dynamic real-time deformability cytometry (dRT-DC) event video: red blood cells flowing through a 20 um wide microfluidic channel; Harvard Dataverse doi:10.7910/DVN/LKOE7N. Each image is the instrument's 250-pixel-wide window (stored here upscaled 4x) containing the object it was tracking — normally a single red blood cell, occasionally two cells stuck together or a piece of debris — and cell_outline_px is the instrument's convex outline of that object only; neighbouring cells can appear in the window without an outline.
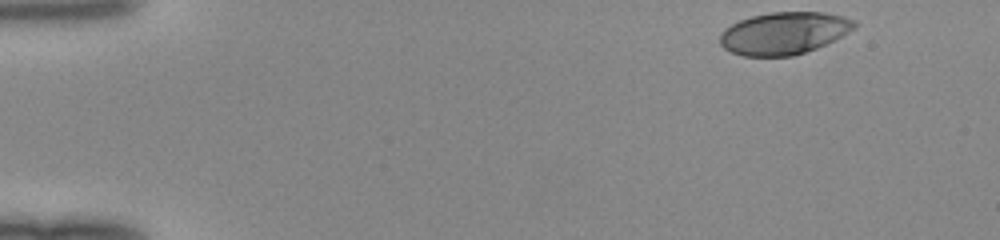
{"species": "human", "species_latin": "Homo sapiens", "temperature_condition": "room temperature", "stored_images_in_passage": 46, "camera_frame_rate_fps": 3000, "um_per_image_px": 0.085, "donor": {"sex": "female"}, "frame": {"image": 1, "passage_image": 1, "time_ms": 0.0, "image_size_px": [1000, 240], "cell_outline_px": [[856, 28], [816, 48], [792, 56], [744, 56], [732, 52], [724, 48], [720, 44], [720, 32], [724, 28], [740, 20], [752, 16], [768, 12], [820, 12], [844, 16], [856, 20]], "centroid_in_image_um": [66.62, 2.81], "position_along_channel_um": 18.4, "area_um2": 33.0}}
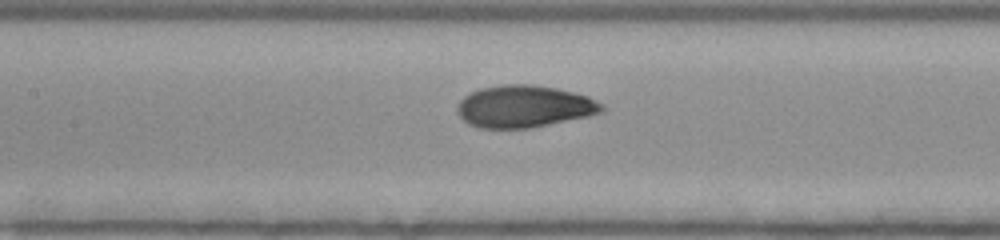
{"frame": {"image": 2, "passage_image": 20, "time_ms": 6.333, "image_size_px": [1000, 240], "cell_outline_px": [[604, 112], [588, 116], [528, 128], [480, 128], [468, 124], [456, 112], [456, 108], [460, 100], [464, 96], [480, 88], [504, 84], [532, 84], [556, 88], [588, 96], [604, 104]], "centroid_in_image_um": [44.55, 9.04], "position_along_channel_um": 162.9, "area_um2": 35.49}}
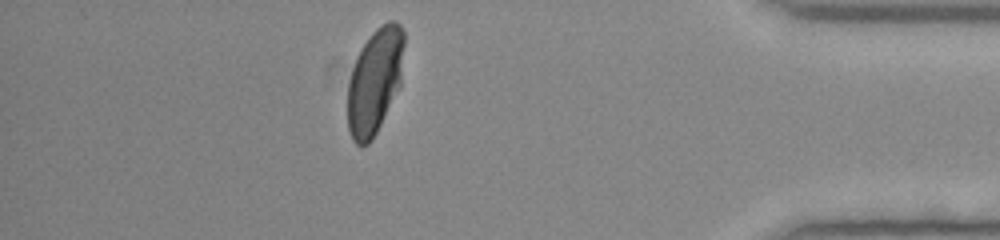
{"frame": {"image": 3, "passage_image": 40, "time_ms": 13.0, "image_size_px": [1000, 240], "cell_outline_px": [[404, 44], [400, 88], [372, 140], [368, 144], [360, 148], [352, 140], [348, 128], [348, 84], [352, 68], [356, 56], [360, 48], [372, 32], [380, 24], [388, 20], [396, 20], [400, 24], [404, 32]], "centroid_in_image_um": [31.86, 6.88], "position_along_channel_um": 403.3, "area_um2": 35.26}}